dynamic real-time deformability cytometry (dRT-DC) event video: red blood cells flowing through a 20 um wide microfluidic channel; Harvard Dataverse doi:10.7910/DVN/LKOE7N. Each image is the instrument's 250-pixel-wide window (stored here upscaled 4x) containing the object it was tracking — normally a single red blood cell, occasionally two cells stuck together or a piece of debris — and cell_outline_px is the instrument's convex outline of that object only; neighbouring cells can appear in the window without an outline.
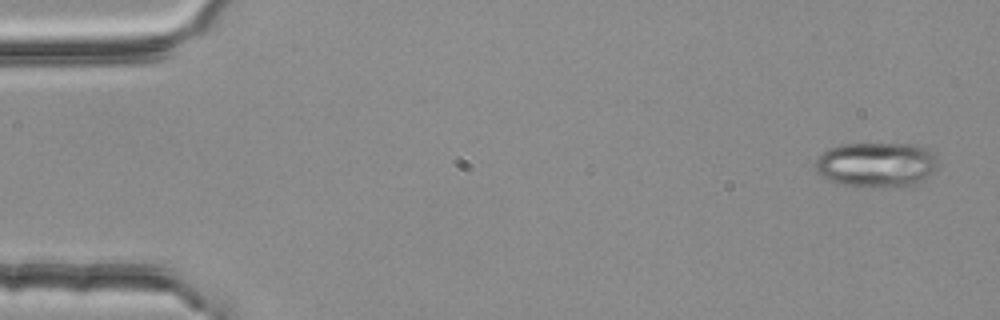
{"species": "common noctule bat (a hibernating species)", "species_latin": "Nyctalus noctula", "temperature_condition": "room temperature", "stored_images_in_passage": 4, "camera_frame_rate_fps": 3000, "um_per_image_px": 0.085, "animal": {"sex": "female", "body_mass_g": 25.1}, "frame": {"image": 1, "passage_image": 1, "time_ms": 0.0, "image_size_px": [1000, 320], "cell_outline_px": [[936, 172], [924, 180], [916, 184], [904, 188], [884, 188], [844, 184], [820, 176], [816, 172], [816, 156], [828, 148], [844, 144], [916, 144], [928, 148], [936, 152]], "centroid_in_image_um": [74.56, 14.0], "position_along_channel_um": 10.4, "area_um2": 32.77}}